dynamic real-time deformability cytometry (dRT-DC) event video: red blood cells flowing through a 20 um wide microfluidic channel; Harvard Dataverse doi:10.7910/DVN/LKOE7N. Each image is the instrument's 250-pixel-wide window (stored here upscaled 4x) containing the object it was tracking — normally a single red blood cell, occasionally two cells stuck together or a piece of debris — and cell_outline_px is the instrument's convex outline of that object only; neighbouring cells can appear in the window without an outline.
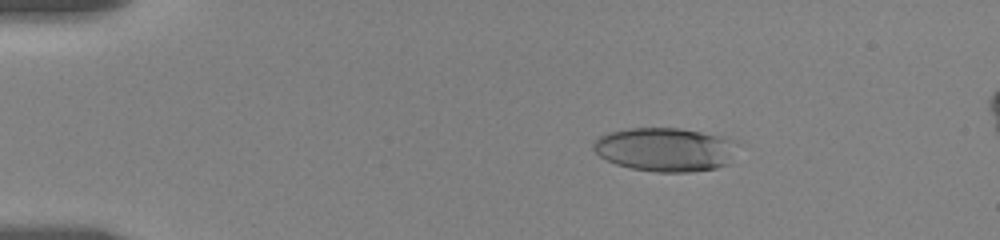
{"species": "human", "species_latin": "Homo sapiens", "temperature_condition": "room temperature", "stored_images_in_passage": 60, "camera_frame_rate_fps": 3000, "um_per_image_px": 0.085, "donor": {"sex": "female"}, "frame": {"image": 1, "passage_image": 12, "time_ms": 3.333, "image_size_px": [1000, 240], "cell_outline_px": [[732, 140], [728, 164], [716, 168], [688, 172], [656, 172], [632, 168], [616, 164], [600, 156], [592, 148], [592, 144], [600, 136], [608, 132], [628, 128], [680, 128], [700, 132]], "centroid_in_image_um": [56.42, 12.71], "position_along_channel_um": 28.6, "area_um2": 35.95}}
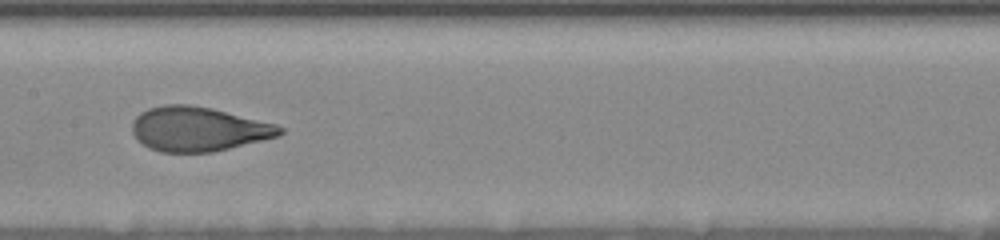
{"frame": {"image": 2, "passage_image": 39, "time_ms": 10.0, "image_size_px": [1000, 240], "cell_outline_px": [[284, 132], [280, 136], [212, 152], [160, 152], [148, 148], [136, 140], [132, 132], [132, 124], [136, 116], [140, 112], [148, 108], [164, 104], [188, 104], [212, 108], [276, 124], [284, 128]], "centroid_in_image_um": [16.84, 10.97], "position_along_channel_um": 190.6, "area_um2": 38.44}}
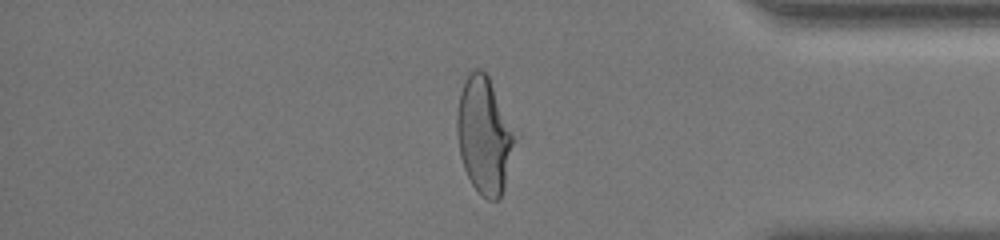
{"frame": {"image": 3, "passage_image": 53, "time_ms": 16.333, "image_size_px": [1000, 240], "cell_outline_px": [[520, 136], [504, 188], [500, 200], [488, 200], [480, 196], [472, 184], [464, 168], [460, 156], [456, 132], [456, 116], [460, 92], [468, 76], [476, 68], [480, 68], [488, 76]], "centroid_in_image_um": [41.23, 11.55], "position_along_channel_um": 394.0, "area_um2": 40.46}, "authors_computed_cell_mechanics": {"area_um2": 38.1191, "velocity_mm_per_s": 3.51, "shape_relaxation_time_tau1_ms": 5.5138, "shape_relaxation_time_tau2_ms": 0.7544, "deformation_change_tau1": 0.2105, "deformation_change_tau2": 0.0696}}